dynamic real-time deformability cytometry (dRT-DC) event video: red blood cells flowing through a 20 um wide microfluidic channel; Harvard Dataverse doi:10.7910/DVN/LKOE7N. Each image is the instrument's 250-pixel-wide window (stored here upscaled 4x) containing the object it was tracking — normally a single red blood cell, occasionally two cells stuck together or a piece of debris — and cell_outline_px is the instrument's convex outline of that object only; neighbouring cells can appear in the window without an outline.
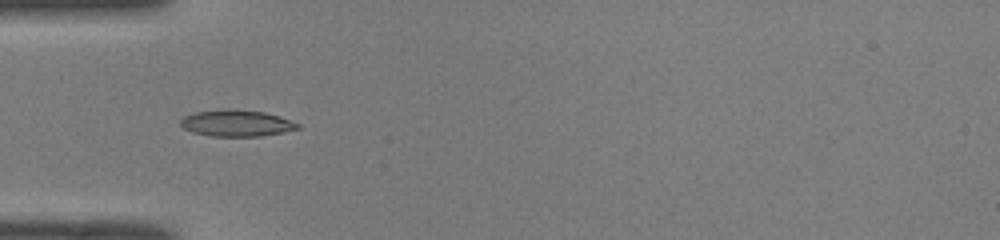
{"species": "common noctule bat (a hibernating species)", "species_latin": "Nyctalus noctula", "temperature_condition": "room temperature", "stored_images_in_passage": 35, "camera_frame_rate_fps": 3000, "um_per_image_px": 0.085, "animal": {"sex": "male", "body_mass_g": 19.0, "forearm_length_mm": 50.8}, "frame": {"image": 1, "passage_image": 1, "time_ms": 0.0, "image_size_px": [1000, 240], "cell_outline_px": [[300, 128], [260, 136], [212, 136], [192, 132], [184, 128], [180, 124], [180, 120], [184, 116], [196, 112], [228, 108], [232, 108], [264, 112], [280, 116], [300, 124]], "centroid_in_image_um": [20.09, 10.45], "position_along_channel_um": 64.9, "area_um2": 18.03}}
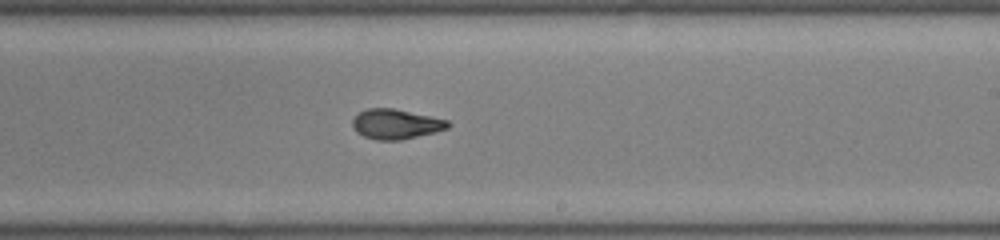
{"frame": {"image": 2, "passage_image": 15, "time_ms": 4.667, "image_size_px": [1000, 240], "cell_outline_px": [[452, 124], [448, 128], [436, 132], [400, 140], [376, 140], [364, 136], [356, 132], [352, 128], [352, 120], [360, 112], [368, 108], [392, 108], [448, 120]], "centroid_in_image_um": [33.64, 10.55], "position_along_channel_um": 255.4, "area_um2": 16.59}}
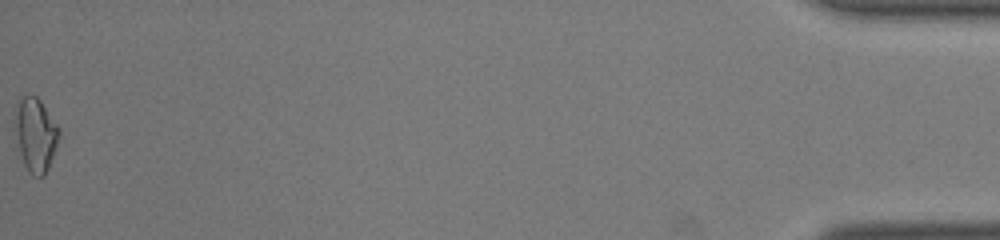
{"frame": {"image": 3, "passage_image": 35, "time_ms": 11.333, "image_size_px": [1000, 240], "cell_outline_px": [[60, 136], [48, 168], [44, 176], [36, 176], [24, 164], [12, 128], [16, 112], [20, 100], [24, 96], [36, 96], [40, 100], [56, 124], [60, 132]], "centroid_in_image_um": [3.0, 11.44], "position_along_channel_um": 432.2, "area_um2": 18.55}, "authors_computed_cell_mechanics": {"area_um2": 16.762, "velocity_mm_per_s": 4.1138, "shape_relaxation_time_tau1_ms": 9.6149, "shape_relaxation_time_tau2_ms": 1.3334, "deformation_change_tau1": 0.2345, "deformation_change_tau2": 0.0681}}